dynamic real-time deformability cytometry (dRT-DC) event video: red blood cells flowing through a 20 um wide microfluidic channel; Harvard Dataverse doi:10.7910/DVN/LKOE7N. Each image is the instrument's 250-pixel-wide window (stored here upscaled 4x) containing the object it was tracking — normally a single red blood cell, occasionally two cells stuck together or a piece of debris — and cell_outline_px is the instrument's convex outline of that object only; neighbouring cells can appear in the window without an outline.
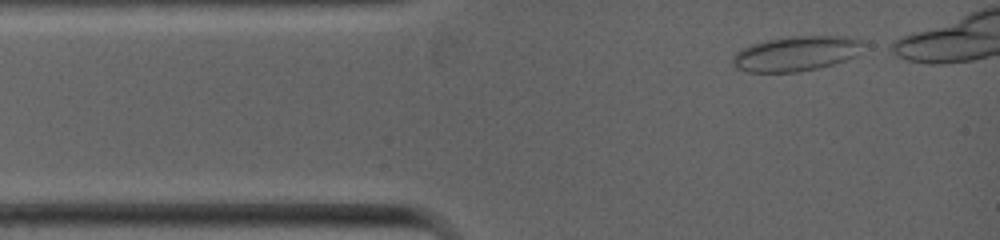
{"species": "common noctule bat (a hibernating species)", "species_latin": "Nyctalus noctula", "temperature_condition": "warm", "stored_images_in_passage": 38, "camera_frame_rate_fps": 5000, "um_per_image_px": 0.085, "animal": {"sex": "female", "body_mass_g": 19.0, "forearm_length_mm": 53.3}, "frame": {"image": 1, "passage_image": 1, "time_ms": 0.0, "image_size_px": [1000, 240], "cell_outline_px": [[864, 44], [856, 56], [832, 64], [816, 68], [796, 72], [748, 72], [736, 68], [732, 64], [732, 60], [736, 52], [744, 48], [756, 44], [772, 40], [812, 36], [832, 36], [860, 40]], "centroid_in_image_um": [67.65, 4.59], "position_along_channel_um": 17.3, "area_um2": 25.55}}
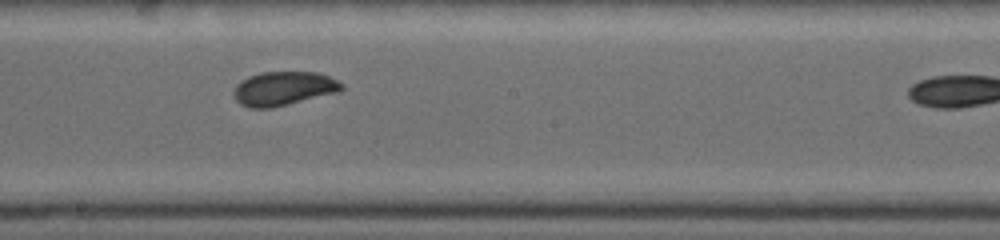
{"frame": {"image": 2, "passage_image": 25, "time_ms": 4.8, "image_size_px": [1000, 240], "cell_outline_px": [[344, 88], [340, 92], [272, 108], [248, 108], [240, 104], [232, 96], [232, 92], [236, 84], [240, 80], [248, 76], [264, 72], [316, 72], [328, 76], [344, 84]], "centroid_in_image_um": [24.08, 7.53], "position_along_channel_um": 224.1, "area_um2": 21.68}}
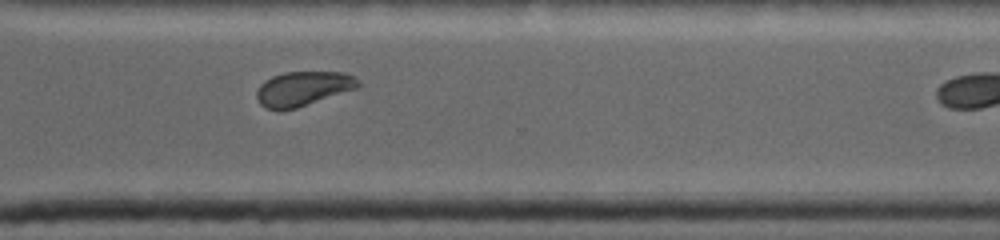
{"frame": {"image": 3, "passage_image": 37, "time_ms": 7.2, "image_size_px": [1000, 240], "cell_outline_px": [[360, 88], [296, 108], [264, 108], [256, 100], [256, 92], [260, 84], [264, 80], [272, 76], [284, 72], [344, 72], [352, 76], [360, 84]], "centroid_in_image_um": [25.76, 7.52], "position_along_channel_um": 344.8, "area_um2": 20.35}}